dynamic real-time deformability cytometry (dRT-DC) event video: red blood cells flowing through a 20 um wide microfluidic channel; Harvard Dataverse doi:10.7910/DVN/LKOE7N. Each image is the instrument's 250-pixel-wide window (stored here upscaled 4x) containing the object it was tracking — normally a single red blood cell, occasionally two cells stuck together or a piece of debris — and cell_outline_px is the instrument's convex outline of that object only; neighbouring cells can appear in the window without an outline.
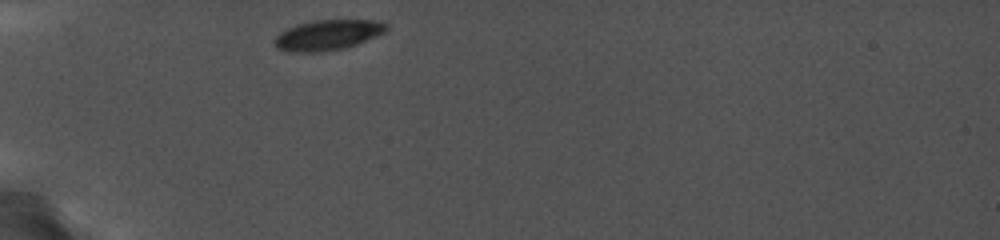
{"species": "common noctule bat (a hibernating species)", "species_latin": "Nyctalus noctula", "temperature_condition": "cold", "stored_images_in_passage": 33, "camera_frame_rate_fps": 5000, "um_per_image_px": 0.085, "animal": {"sex": "female", "body_mass_g": 19.0, "forearm_length_mm": 56.7}, "frame": {"image": 1, "passage_image": 1, "time_ms": 0.0, "image_size_px": [1000, 240], "cell_outline_px": [[388, 28], [384, 32], [376, 36], [356, 44], [344, 48], [324, 52], [288, 52], [276, 48], [276, 36], [280, 32], [296, 24], [312, 20], [380, 20], [388, 24]], "centroid_in_image_um": [27.86, 2.97], "position_along_channel_um": 57.1, "area_um2": 19.83}}
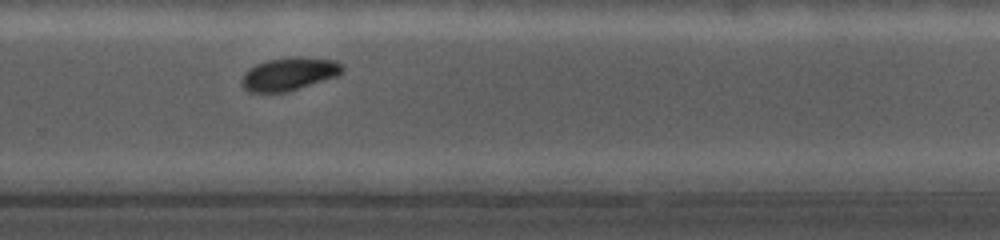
{"frame": {"image": 2, "passage_image": 23, "time_ms": 7.2, "image_size_px": [1000, 240], "cell_outline_px": [[344, 72], [336, 76], [288, 92], [248, 92], [244, 88], [240, 80], [244, 72], [248, 68], [256, 64], [268, 60], [296, 56], [300, 56], [336, 60], [344, 64]], "centroid_in_image_um": [24.59, 6.27], "position_along_channel_um": 305.2, "area_um2": 19.59}}
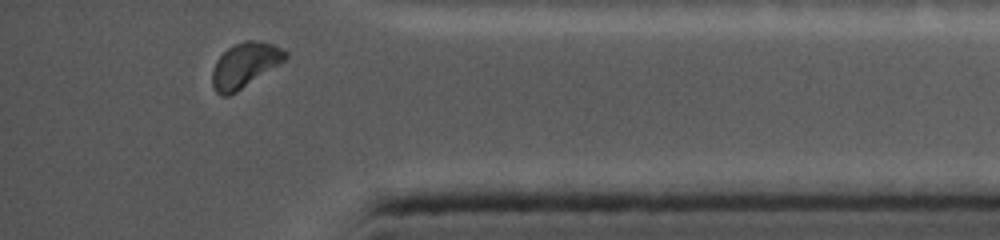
{"frame": {"image": 3, "passage_image": 31, "time_ms": 10.2, "image_size_px": [1000, 240], "cell_outline_px": [[288, 56], [280, 64], [236, 92], [228, 96], [220, 96], [216, 92], [212, 84], [212, 68], [216, 60], [228, 48], [244, 40], [260, 40], [272, 44], [288, 52]], "centroid_in_image_um": [20.8, 5.54], "position_along_channel_um": 414.4, "area_um2": 19.07}}